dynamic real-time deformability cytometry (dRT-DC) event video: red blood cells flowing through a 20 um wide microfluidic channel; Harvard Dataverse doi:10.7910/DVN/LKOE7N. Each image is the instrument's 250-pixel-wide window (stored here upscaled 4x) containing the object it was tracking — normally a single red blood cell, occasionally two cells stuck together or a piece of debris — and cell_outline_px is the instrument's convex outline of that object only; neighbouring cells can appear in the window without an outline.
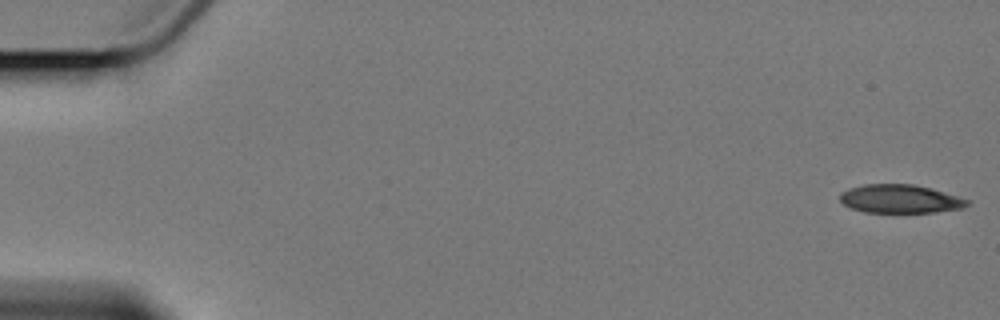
{"species": "Egyptian fruit bat (a non-hibernating species)", "species_latin": "Rousettus aegyptiacus", "temperature_condition": "cold", "stored_images_in_passage": 7, "camera_frame_rate_fps": 3000, "um_per_image_px": 0.085, "animal": {"sex": "female"}, "frame": {"image": 1, "passage_image": 1, "time_ms": 0.0, "image_size_px": [1000, 320], "cell_outline_px": [[972, 200], [968, 204], [960, 208], [936, 212], [864, 212], [852, 208], [844, 204], [840, 200], [840, 192], [848, 188], [864, 184], [912, 184], [932, 188]], "centroid_in_image_um": [76.51, 16.89], "position_along_channel_um": 8.5, "area_um2": 21.15}}
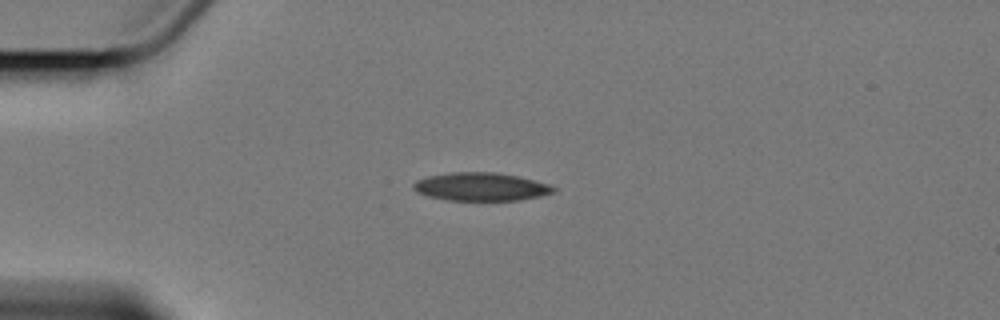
{"frame": {"image": 2, "passage_image": 5, "time_ms": 4.667, "image_size_px": [1000, 320], "cell_outline_px": [[556, 188], [552, 192], [536, 196], [516, 200], [448, 200], [428, 196], [412, 188], [412, 184], [416, 180], [428, 176], [448, 172], [496, 172], [516, 176], [548, 184]], "centroid_in_image_um": [40.8, 15.86], "position_along_channel_um": 44.2, "area_um2": 22.6}}
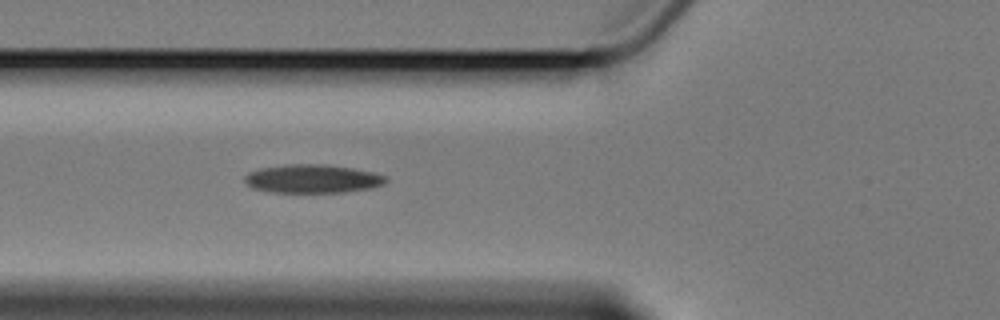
{"frame": {"image": 3, "passage_image": 7, "time_ms": 7.0, "image_size_px": [1000, 320], "cell_outline_px": [[388, 180], [384, 184], [372, 188], [344, 192], [272, 192], [252, 188], [244, 180], [244, 176], [248, 172], [260, 168], [284, 164], [324, 164], [352, 168], [372, 172], [384, 176]], "centroid_in_image_um": [26.54, 15.19], "position_along_channel_um": 99.3, "area_um2": 23.47}}